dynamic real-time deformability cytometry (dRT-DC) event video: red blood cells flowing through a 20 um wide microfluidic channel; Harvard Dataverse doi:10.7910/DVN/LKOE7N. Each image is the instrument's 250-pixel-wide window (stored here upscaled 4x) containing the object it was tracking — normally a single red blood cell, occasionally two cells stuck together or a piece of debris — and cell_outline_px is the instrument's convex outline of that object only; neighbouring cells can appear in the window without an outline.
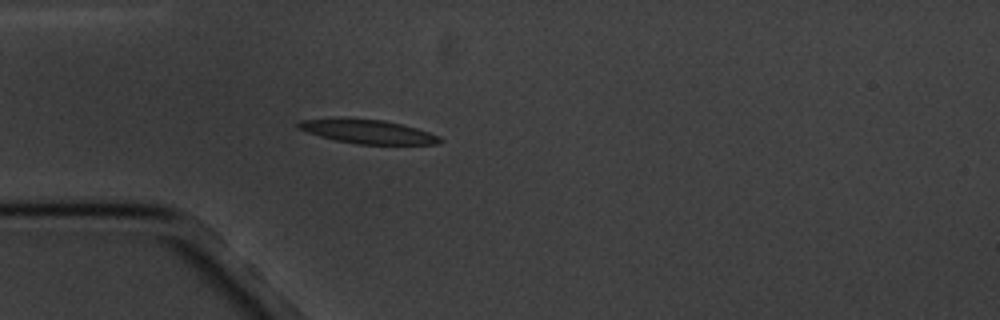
{"species": "common noctule bat (a hibernating species)", "species_latin": "Nyctalus noctula", "temperature_condition": "cold", "stored_images_in_passage": 4, "camera_frame_rate_fps": 3000, "um_per_image_px": 0.085, "animal": {"sex": "male", "body_mass_g": 20.1, "forearm_length_mm": 53.5}, "frame": {"image": 1, "passage_image": 4, "time_ms": 4.333, "image_size_px": [1000, 320], "cell_outline_px": [[444, 140], [440, 144], [356, 144], [336, 140], [320, 136], [296, 128], [296, 124], [300, 120], [332, 116], [384, 120], [416, 128], [440, 136]], "centroid_in_image_um": [31.19, 11.16], "position_along_channel_um": 53.8, "area_um2": 20.17}}